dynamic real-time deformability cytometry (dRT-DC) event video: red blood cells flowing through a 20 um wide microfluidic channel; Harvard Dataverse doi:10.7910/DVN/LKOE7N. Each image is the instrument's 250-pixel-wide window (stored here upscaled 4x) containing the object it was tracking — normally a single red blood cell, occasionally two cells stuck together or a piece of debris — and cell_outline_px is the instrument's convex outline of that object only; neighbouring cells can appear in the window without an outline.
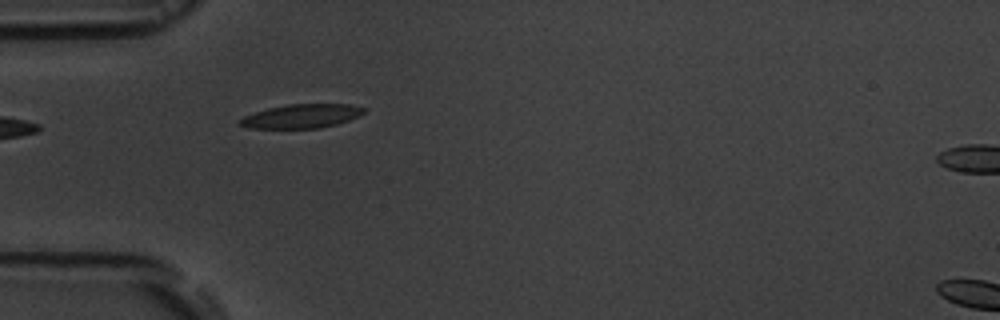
{"species": "common noctule bat (a hibernating species)", "species_latin": "Nyctalus noctula", "temperature_condition": "room temperature", "stored_images_in_passage": 5, "camera_frame_rate_fps": 3000, "um_per_image_px": 0.085, "animal": {"sex": "male", "body_mass_g": 19.5, "forearm_length_mm": 54.6}, "frame": {"image": 1, "passage_image": 4, "time_ms": 4.667, "image_size_px": [1000, 320], "cell_outline_px": [[364, 112], [360, 116], [336, 124], [320, 128], [248, 128], [236, 124], [236, 120], [244, 116], [268, 108], [288, 104], [348, 104], [364, 108]], "centroid_in_image_um": [25.57, 9.88], "position_along_channel_um": 59.4, "area_um2": 17.28}}